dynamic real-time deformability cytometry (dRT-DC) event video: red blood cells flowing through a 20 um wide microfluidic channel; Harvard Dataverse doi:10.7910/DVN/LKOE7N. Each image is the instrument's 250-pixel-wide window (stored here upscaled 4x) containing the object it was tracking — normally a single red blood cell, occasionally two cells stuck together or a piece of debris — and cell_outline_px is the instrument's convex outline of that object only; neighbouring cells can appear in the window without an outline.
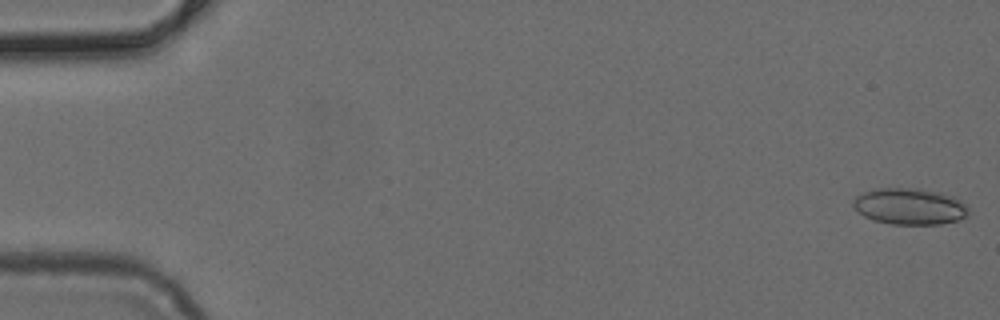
{"species": "common noctule bat (a hibernating species)", "species_latin": "Nyctalus noctula", "temperature_condition": "cold", "stored_images_in_passage": 50, "camera_frame_rate_fps": 3000, "um_per_image_px": 0.085, "animal": {"sex": "female", "body_mass_g": 24.6, "forearm_length_mm": 56.2}, "frame": {"image": 1, "passage_image": 1, "time_ms": 0.0, "image_size_px": [1000, 320], "cell_outline_px": [[968, 216], [956, 220], [940, 224], [892, 224], [872, 220], [864, 216], [852, 204], [852, 200], [856, 196], [864, 192], [880, 188], [916, 188], [940, 192], [956, 196], [968, 208]], "centroid_in_image_um": [77.33, 17.54], "position_along_channel_um": 7.7, "area_um2": 24.45}}
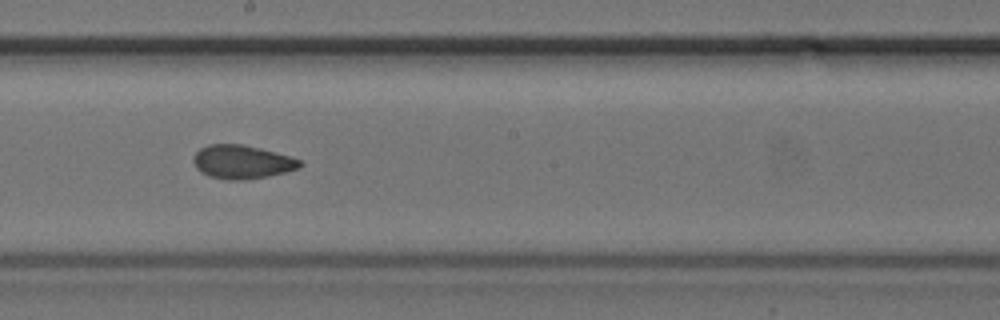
{"frame": {"image": 2, "passage_image": 28, "time_ms": 9.0, "image_size_px": [1000, 320], "cell_outline_px": [[304, 164], [300, 168], [268, 176], [240, 180], [228, 180], [208, 176], [200, 172], [196, 168], [192, 160], [192, 156], [200, 148], [208, 144], [244, 144], [260, 148], [288, 156], [300, 160]], "centroid_in_image_um": [20.53, 13.76], "position_along_channel_um": 227.7, "area_um2": 20.92}}
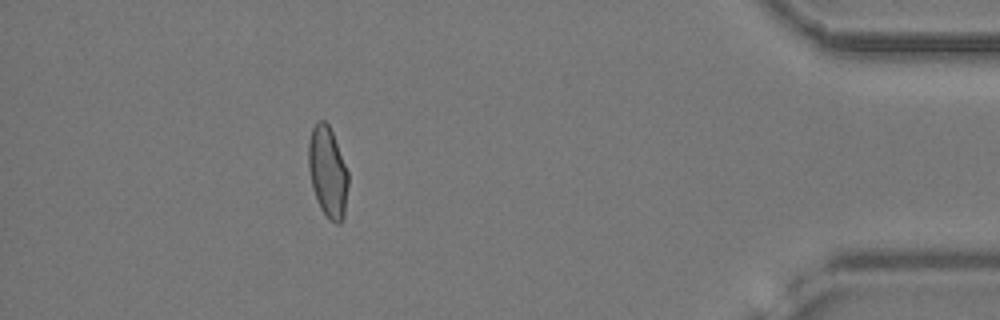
{"frame": {"image": 3, "passage_image": 45, "time_ms": 14.667, "image_size_px": [1000, 320], "cell_outline_px": [[348, 184], [344, 216], [340, 224], [336, 224], [328, 220], [320, 208], [312, 188], [308, 168], [308, 140], [312, 128], [316, 120], [324, 120], [328, 124], [332, 132], [348, 172]], "centroid_in_image_um": [27.84, 14.63], "position_along_channel_um": 407.4, "area_um2": 21.21}}